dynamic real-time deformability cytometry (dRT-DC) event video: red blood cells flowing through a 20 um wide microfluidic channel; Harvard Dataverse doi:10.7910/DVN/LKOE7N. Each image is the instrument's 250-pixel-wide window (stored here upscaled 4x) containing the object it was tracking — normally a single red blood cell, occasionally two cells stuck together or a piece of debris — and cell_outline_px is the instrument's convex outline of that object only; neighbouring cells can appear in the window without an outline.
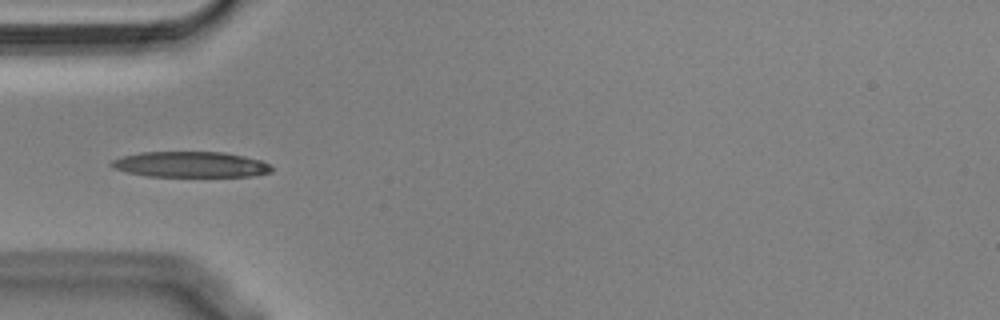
{"species": "Egyptian fruit bat (a non-hibernating species)", "species_latin": "Rousettus aegyptiacus", "temperature_condition": "cold", "stored_images_in_passage": 14, "camera_frame_rate_fps": 3000, "um_per_image_px": 0.085, "animal": {"sex": "male"}, "frame": {"image": 1, "passage_image": 5, "time_ms": 1.333, "image_size_px": [1000, 320], "cell_outline_px": [[272, 172], [252, 176], [148, 176], [128, 172], [112, 168], [108, 164], [112, 160], [124, 156], [140, 152], [224, 152], [244, 156], [260, 160], [268, 164], [272, 168]], "centroid_in_image_um": [16.18, 13.98], "position_along_channel_um": 68.8, "area_um2": 23.87}}
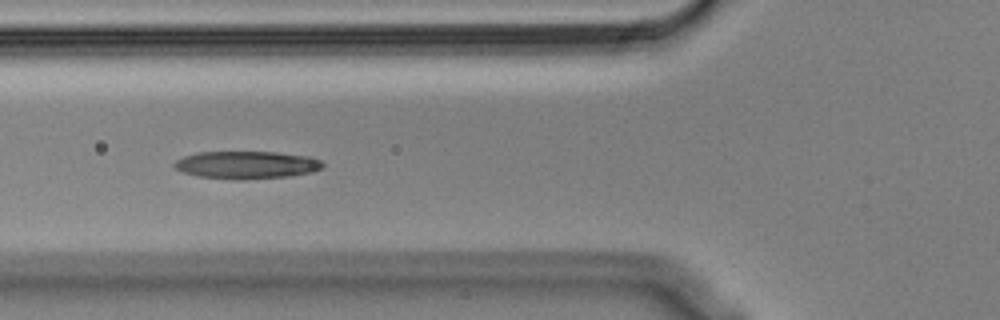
{"frame": {"image": 2, "passage_image": 8, "time_ms": 2.333, "image_size_px": [1000, 320], "cell_outline_px": [[324, 164], [320, 168], [312, 172], [288, 176], [200, 176], [184, 172], [176, 168], [172, 164], [176, 160], [184, 156], [200, 152], [276, 152], [308, 156], [320, 160]], "centroid_in_image_um": [20.98, 13.95], "position_along_channel_um": 104.8, "area_um2": 22.37}}